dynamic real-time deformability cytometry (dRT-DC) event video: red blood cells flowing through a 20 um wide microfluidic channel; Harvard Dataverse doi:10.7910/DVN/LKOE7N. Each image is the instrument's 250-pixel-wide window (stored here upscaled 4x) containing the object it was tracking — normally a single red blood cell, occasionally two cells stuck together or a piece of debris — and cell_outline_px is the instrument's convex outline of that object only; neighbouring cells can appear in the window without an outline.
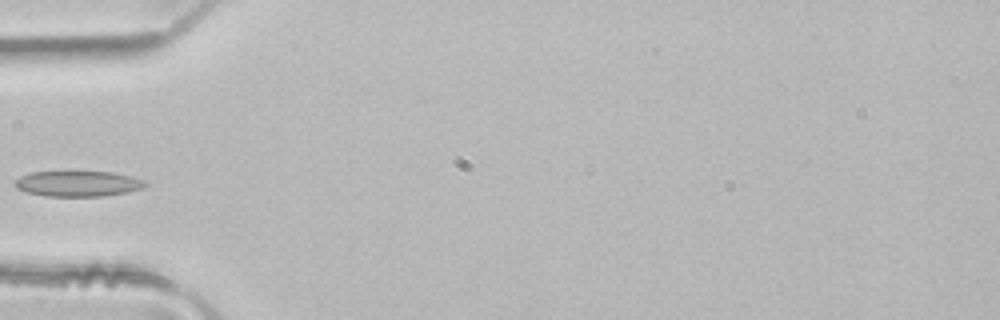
{"species": "common noctule bat (a hibernating species)", "species_latin": "Nyctalus noctula", "temperature_condition": "room temperature", "stored_images_in_passage": 3, "camera_frame_rate_fps": 3000, "um_per_image_px": 0.085, "animal": {"sex": "male", "body_mass_g": 21.5, "forearm_length_mm": 52.0}, "frame": {"image": 1, "passage_image": 3, "time_ms": 0.667, "image_size_px": [1000, 320], "cell_outline_px": [[148, 184], [144, 188], [128, 192], [104, 196], [44, 196], [28, 192], [16, 188], [12, 184], [20, 176], [32, 172], [112, 172], [132, 176], [144, 180]], "centroid_in_image_um": [6.65, 15.61], "position_along_channel_um": 78.4, "area_um2": 19.48}}